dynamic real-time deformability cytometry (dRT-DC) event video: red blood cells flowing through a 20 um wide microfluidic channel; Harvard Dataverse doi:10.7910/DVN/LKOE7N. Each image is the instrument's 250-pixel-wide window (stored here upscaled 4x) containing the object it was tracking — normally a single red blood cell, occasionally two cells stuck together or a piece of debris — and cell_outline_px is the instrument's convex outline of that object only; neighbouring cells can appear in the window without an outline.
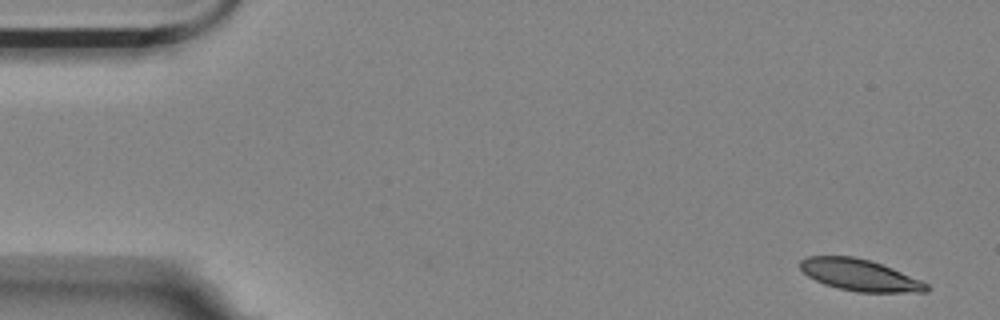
{"species": "Egyptian fruit bat (a non-hibernating species)", "species_latin": "Rousettus aegyptiacus", "temperature_condition": "room temperature", "stored_images_in_passage": 4, "camera_frame_rate_fps": 3000, "um_per_image_px": 0.085, "animal": {"sex": "female"}, "frame": {"image": 1, "passage_image": 1, "time_ms": 0.0, "image_size_px": [1000, 320], "cell_outline_px": [[928, 292], [856, 292], [824, 284], [808, 276], [800, 268], [800, 260], [808, 256], [852, 256], [868, 260], [892, 268], [920, 280], [928, 284]], "centroid_in_image_um": [73.06, 23.38], "position_along_channel_um": 11.9, "area_um2": 22.95}}